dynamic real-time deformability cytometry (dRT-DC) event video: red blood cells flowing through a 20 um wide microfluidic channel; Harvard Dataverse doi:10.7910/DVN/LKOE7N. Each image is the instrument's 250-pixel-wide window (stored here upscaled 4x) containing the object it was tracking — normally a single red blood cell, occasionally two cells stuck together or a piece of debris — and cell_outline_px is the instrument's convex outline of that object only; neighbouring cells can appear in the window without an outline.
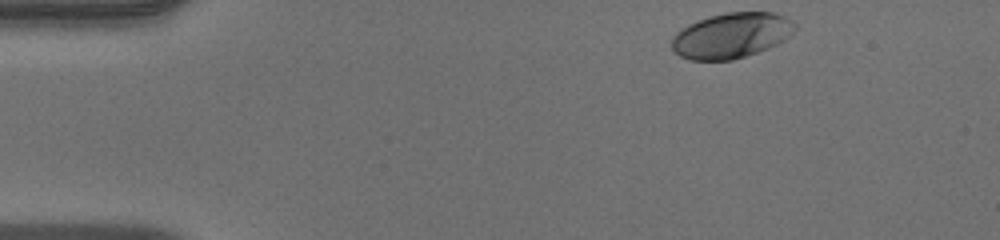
{"species": "human", "species_latin": "Homo sapiens", "temperature_condition": "warm", "stored_images_in_passage": 38, "camera_frame_rate_fps": 3000, "um_per_image_px": 0.085, "donor": {"sex": "male"}, "frame": {"image": 1, "passage_image": 1, "time_ms": 0.0, "image_size_px": [1000, 240], "cell_outline_px": [[796, 28], [784, 40], [776, 44], [756, 52], [732, 60], [688, 60], [680, 56], [672, 48], [672, 36], [676, 32], [688, 24], [696, 20], [708, 16], [724, 12], [772, 12], [784, 16], [792, 20], [796, 24]], "centroid_in_image_um": [62.14, 3.0], "position_along_channel_um": 22.9, "area_um2": 32.54}}
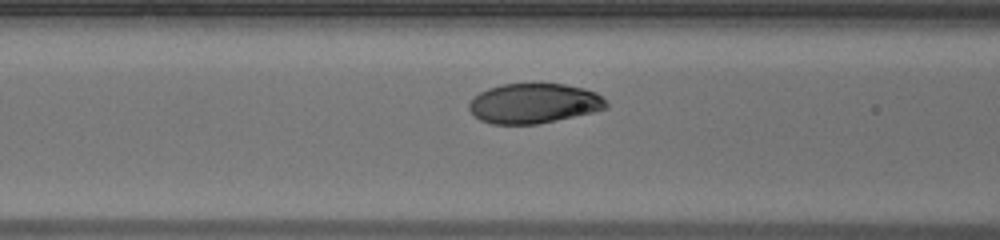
{"frame": {"image": 2, "passage_image": 15, "time_ms": 4.667, "image_size_px": [1000, 240], "cell_outline_px": [[608, 108], [592, 112], [540, 124], [492, 124], [480, 120], [468, 108], [468, 104], [472, 96], [488, 88], [500, 84], [564, 84], [584, 88], [596, 92], [608, 104]], "centroid_in_image_um": [45.36, 8.79], "position_along_channel_um": 121.2, "area_um2": 31.96}}
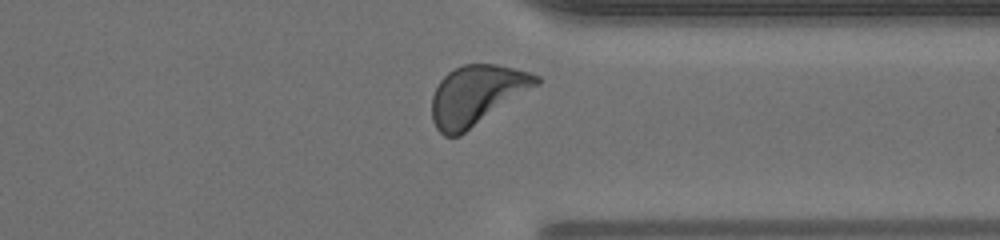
{"frame": {"image": 3, "passage_image": 34, "time_ms": 11.0, "image_size_px": [1000, 240], "cell_outline_px": [[540, 84], [460, 136], [444, 136], [436, 128], [432, 120], [432, 96], [440, 80], [448, 72], [464, 64], [496, 64], [528, 72], [540, 76]], "centroid_in_image_um": [40.52, 8.1], "position_along_channel_um": 370.9, "area_um2": 36.24}, "authors_computed_cell_mechanics": {"area_um2": 32.5992, "velocity_mm_per_s": 3.973, "shape_relaxation_time_tau1_ms": 2.1228, "shape_relaxation_time_tau2_ms": null, "deformation_change_tau1": 0.1405, "deformation_change_tau2": null}}